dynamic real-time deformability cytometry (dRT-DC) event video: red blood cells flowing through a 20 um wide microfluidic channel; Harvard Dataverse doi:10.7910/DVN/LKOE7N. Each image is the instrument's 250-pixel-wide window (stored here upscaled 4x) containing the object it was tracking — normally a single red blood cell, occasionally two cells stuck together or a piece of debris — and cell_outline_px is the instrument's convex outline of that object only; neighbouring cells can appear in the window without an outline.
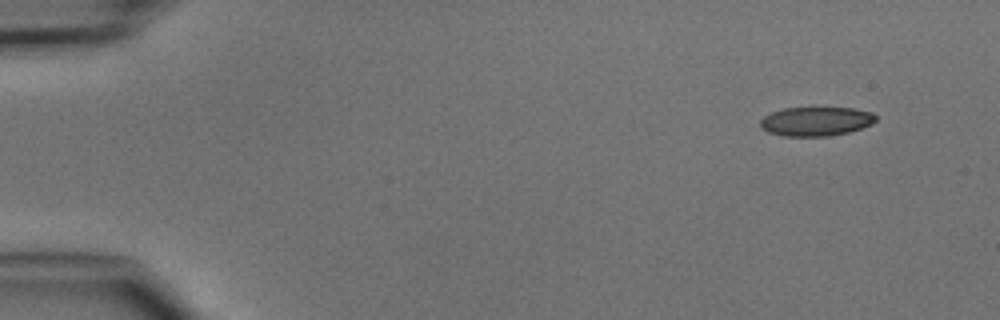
{"species": "common noctule bat (a hibernating species)", "species_latin": "Nyctalus noctula", "temperature_condition": "cold", "stored_images_in_passage": 4, "camera_frame_rate_fps": 3000, "um_per_image_px": 0.085, "animal": {"sex": "male", "body_mass_g": 15.6}, "frame": {"image": 1, "passage_image": 1, "time_ms": 0.0, "image_size_px": [1000, 320], "cell_outline_px": [[876, 120], [872, 124], [848, 132], [828, 136], [784, 136], [768, 132], [760, 128], [760, 120], [764, 116], [772, 112], [784, 108], [852, 108], [872, 112], [876, 116]], "centroid_in_image_um": [69.34, 10.32], "position_along_channel_um": 15.7, "area_um2": 19.54}}
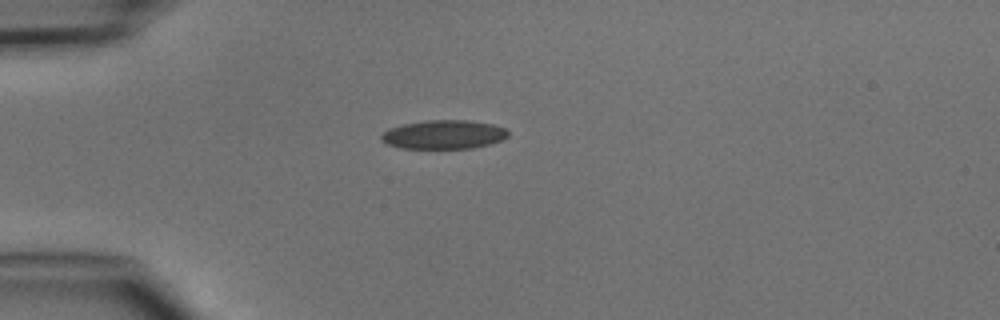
{"frame": {"image": 2, "passage_image": 3, "time_ms": 3.0, "image_size_px": [1000, 320], "cell_outline_px": [[508, 136], [500, 140], [488, 144], [472, 148], [400, 148], [388, 144], [380, 140], [380, 136], [388, 128], [404, 124], [428, 120], [468, 120], [492, 124], [504, 128], [508, 132]], "centroid_in_image_um": [37.69, 11.43], "position_along_channel_um": 47.3, "area_um2": 21.15}}